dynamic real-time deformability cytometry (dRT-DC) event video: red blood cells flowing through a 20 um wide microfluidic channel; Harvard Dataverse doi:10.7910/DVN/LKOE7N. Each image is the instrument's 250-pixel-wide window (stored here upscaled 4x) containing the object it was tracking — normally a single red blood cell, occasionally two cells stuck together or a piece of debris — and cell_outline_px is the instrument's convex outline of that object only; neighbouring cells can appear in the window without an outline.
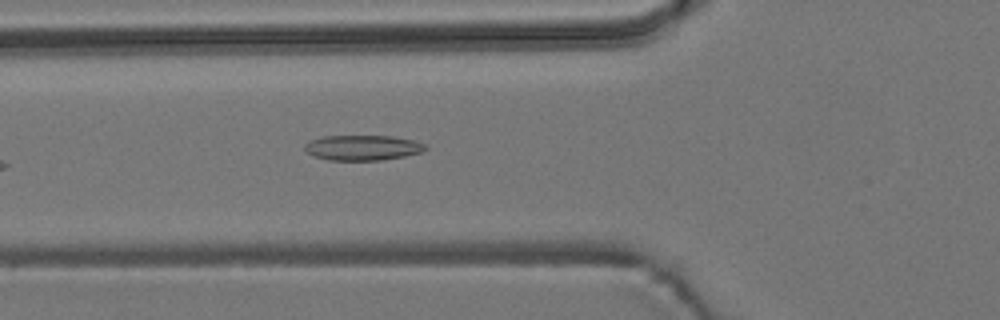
{"species": "common noctule bat (a hibernating species)", "species_latin": "Nyctalus noctula", "temperature_condition": "room temperature", "stored_images_in_passage": 6, "camera_frame_rate_fps": 3000, "um_per_image_px": 0.085, "animal": {"sex": "male", "body_mass_g": 19.2, "forearm_length_mm": 51.8}, "frame": {"image": 1, "passage_image": 6, "time_ms": 6.667, "image_size_px": [1000, 320], "cell_outline_px": [[428, 148], [420, 152], [404, 156], [380, 160], [328, 160], [312, 156], [304, 148], [304, 144], [308, 140], [320, 136], [392, 136], [416, 140], [424, 144]], "centroid_in_image_um": [30.78, 12.54], "position_along_channel_um": 95.0, "area_um2": 17.86}}